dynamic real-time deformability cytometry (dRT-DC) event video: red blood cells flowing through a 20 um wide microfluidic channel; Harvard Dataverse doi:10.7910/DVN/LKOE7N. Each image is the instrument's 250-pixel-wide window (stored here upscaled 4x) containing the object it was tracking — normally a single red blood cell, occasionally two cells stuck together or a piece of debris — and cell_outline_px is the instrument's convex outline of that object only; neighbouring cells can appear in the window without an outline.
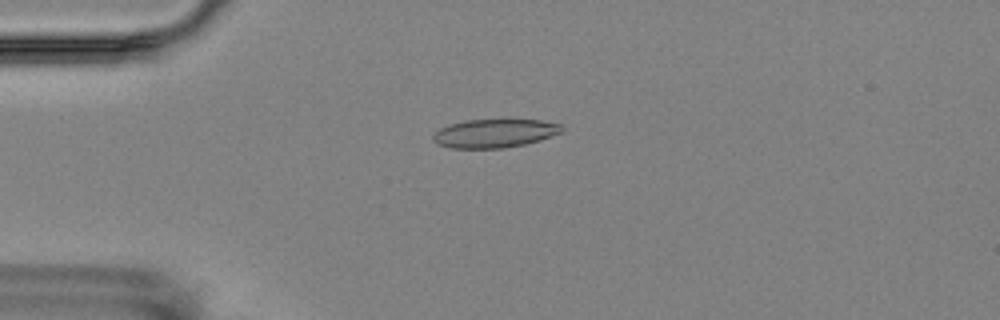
{"species": "Egyptian fruit bat (a non-hibernating species)", "species_latin": "Rousettus aegyptiacus", "temperature_condition": "room temperature", "stored_images_in_passage": 5, "camera_frame_rate_fps": 3000, "um_per_image_px": 0.085, "animal": {"sex": "female"}, "frame": {"image": 1, "passage_image": 3, "time_ms": 2.0, "image_size_px": [1000, 320], "cell_outline_px": [[564, 132], [540, 140], [524, 144], [504, 148], [452, 148], [436, 144], [432, 140], [432, 136], [440, 128], [448, 124], [468, 120], [504, 116], [508, 116], [540, 120], [560, 124], [564, 128]], "centroid_in_image_um": [42.08, 11.27], "position_along_channel_um": 42.9, "area_um2": 22.54}}